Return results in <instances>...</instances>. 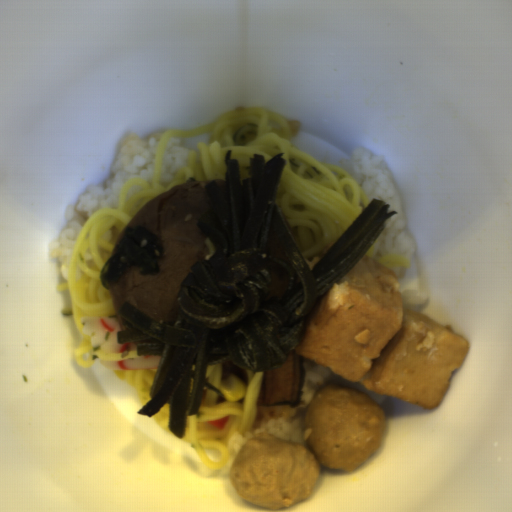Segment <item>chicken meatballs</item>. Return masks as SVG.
<instances>
[{"mask_svg":"<svg viewBox=\"0 0 512 512\" xmlns=\"http://www.w3.org/2000/svg\"><path fill=\"white\" fill-rule=\"evenodd\" d=\"M388 420L386 409L362 390L330 382L314 393L303 426L321 466L351 472L374 456Z\"/></svg>","mask_w":512,"mask_h":512,"instance_id":"chicken-meatballs-1","label":"chicken meatballs"}]
</instances>
